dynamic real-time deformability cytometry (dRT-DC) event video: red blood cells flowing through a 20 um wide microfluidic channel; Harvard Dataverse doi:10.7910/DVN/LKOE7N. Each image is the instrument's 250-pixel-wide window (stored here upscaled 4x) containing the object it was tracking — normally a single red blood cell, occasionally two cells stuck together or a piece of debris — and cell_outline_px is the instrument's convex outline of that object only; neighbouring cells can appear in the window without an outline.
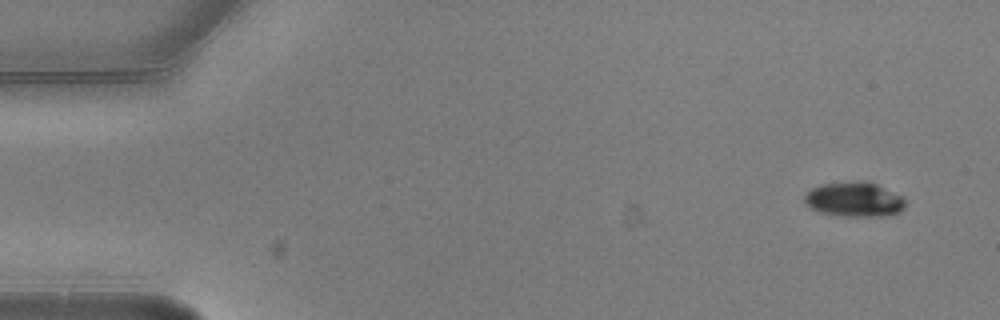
{"species": "common noctule bat (a hibernating species)", "species_latin": "Nyctalus noctula", "temperature_condition": "warm", "stored_images_in_passage": 6, "camera_frame_rate_fps": 3000, "um_per_image_px": 0.085, "animal": {"sex": "male", "body_mass_g": 20.5, "forearm_length_mm": 52.5}, "frame": {"image": 1, "passage_image": 1, "time_ms": 0.0, "image_size_px": [1000, 320], "cell_outline_px": [[904, 208], [900, 212], [892, 216], [844, 216], [820, 212], [808, 208], [804, 200], [804, 196], [812, 188], [820, 184], [868, 180], [904, 196]], "centroid_in_image_um": [72.64, 16.95], "position_along_channel_um": 12.4, "area_um2": 20.69}}
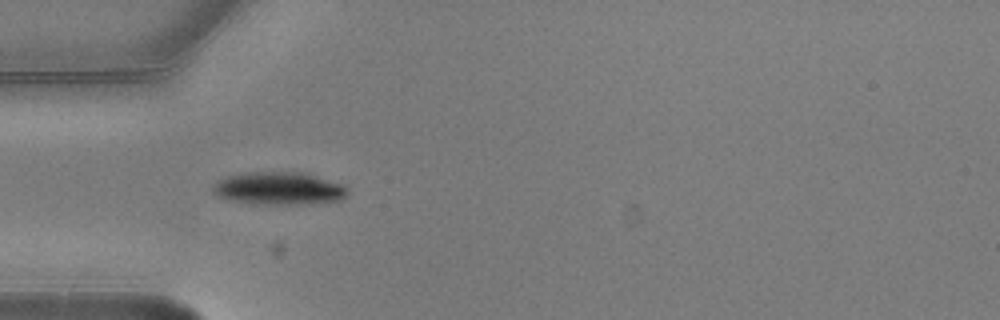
{"frame": {"image": 2, "passage_image": 5, "time_ms": 1.333, "image_size_px": [1000, 320], "cell_outline_px": [[348, 196], [340, 200], [308, 204], [252, 204], [228, 200], [212, 192], [212, 188], [220, 180], [228, 176], [248, 172], [304, 172], [344, 184], [348, 188]], "centroid_in_image_um": [23.77, 16.02], "position_along_channel_um": 61.2, "area_um2": 25.89}}
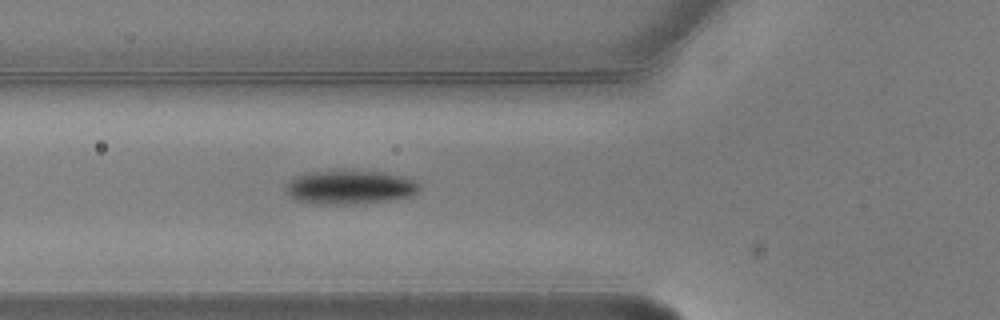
{"frame": {"image": 3, "passage_image": 6, "time_ms": 1.667, "image_size_px": [1000, 320], "cell_outline_px": [[420, 192], [412, 196], [392, 200], [336, 204], [316, 204], [296, 200], [288, 196], [284, 188], [292, 180], [300, 176], [316, 172], [380, 172], [404, 176], [420, 184]], "centroid_in_image_um": [29.8, 15.94], "position_along_channel_um": 96.0, "area_um2": 25.66}}